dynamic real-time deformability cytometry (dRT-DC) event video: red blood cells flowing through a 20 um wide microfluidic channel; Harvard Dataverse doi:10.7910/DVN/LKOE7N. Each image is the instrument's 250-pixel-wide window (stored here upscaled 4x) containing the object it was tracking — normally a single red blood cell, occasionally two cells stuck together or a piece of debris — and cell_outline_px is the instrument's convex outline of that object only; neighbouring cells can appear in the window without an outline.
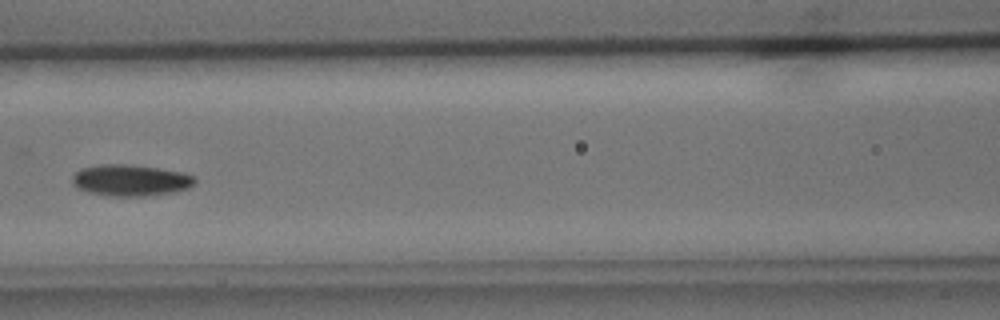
{"species": "common noctule bat (a hibernating species)", "species_latin": "Nyctalus noctula", "temperature_condition": "cold", "stored_images_in_passage": 7, "camera_frame_rate_fps": 3000, "um_per_image_px": 0.085, "animal": {"sex": "male", "body_mass_g": 15.6}, "frame": {"image": 1, "passage_image": 6, "time_ms": 7.667, "image_size_px": [1000, 320], "cell_outline_px": [[196, 184], [188, 188], [176, 192], [148, 196], [108, 196], [88, 192], [76, 188], [72, 184], [72, 176], [80, 168], [100, 164], [128, 164], [156, 168], [180, 172], [196, 176]], "centroid_in_image_um": [11.09, 15.33], "position_along_channel_um": 155.5, "area_um2": 22.72}}
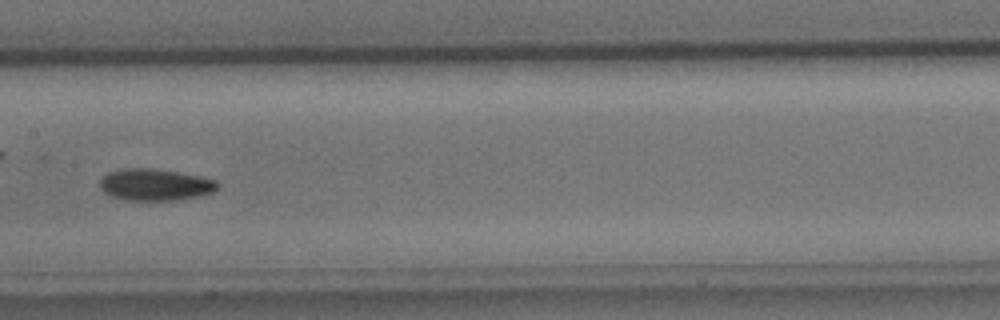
{"frame": {"image": 2, "passage_image": 7, "time_ms": 8.667, "image_size_px": [1000, 320], "cell_outline_px": [[220, 188], [212, 192], [200, 196], [176, 200], [124, 200], [112, 196], [104, 192], [100, 188], [100, 180], [108, 172], [124, 168], [148, 168], [176, 172], [200, 176], [216, 180], [220, 184]], "centroid_in_image_um": [13.21, 15.7], "position_along_channel_um": 194.2, "area_um2": 21.79}}